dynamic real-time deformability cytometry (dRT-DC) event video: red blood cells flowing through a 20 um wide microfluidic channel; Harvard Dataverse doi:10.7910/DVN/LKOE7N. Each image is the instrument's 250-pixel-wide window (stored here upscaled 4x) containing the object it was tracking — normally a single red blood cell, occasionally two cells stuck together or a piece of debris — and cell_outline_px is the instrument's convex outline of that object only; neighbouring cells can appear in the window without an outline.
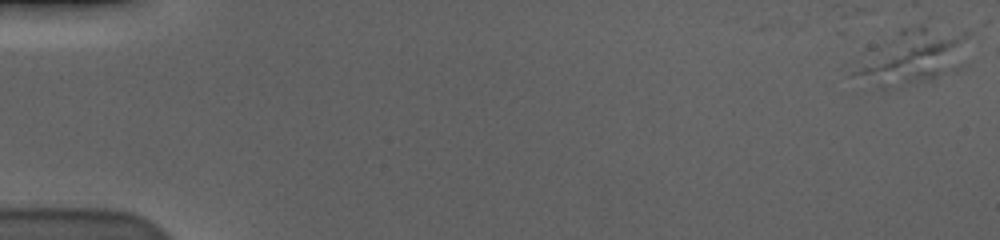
{"species": "human", "species_latin": "Homo sapiens", "temperature_condition": "cold", "stored_images_in_passage": 7, "camera_frame_rate_fps": 3000, "um_per_image_px": 0.085, "donor": {"sex": "male"}, "frame": {"image": 1, "passage_image": 1, "time_ms": 0.0, "image_size_px": [1000, 240], "cell_outline_px": [[976, 28], [936, 76], [928, 80], [892, 88], [872, 88], [848, 76], [852, 72], [900, 28], [928, 16]], "centroid_in_image_um": [77.59, 4.58], "position_along_channel_um": 7.4, "area_um2": 36.76}}